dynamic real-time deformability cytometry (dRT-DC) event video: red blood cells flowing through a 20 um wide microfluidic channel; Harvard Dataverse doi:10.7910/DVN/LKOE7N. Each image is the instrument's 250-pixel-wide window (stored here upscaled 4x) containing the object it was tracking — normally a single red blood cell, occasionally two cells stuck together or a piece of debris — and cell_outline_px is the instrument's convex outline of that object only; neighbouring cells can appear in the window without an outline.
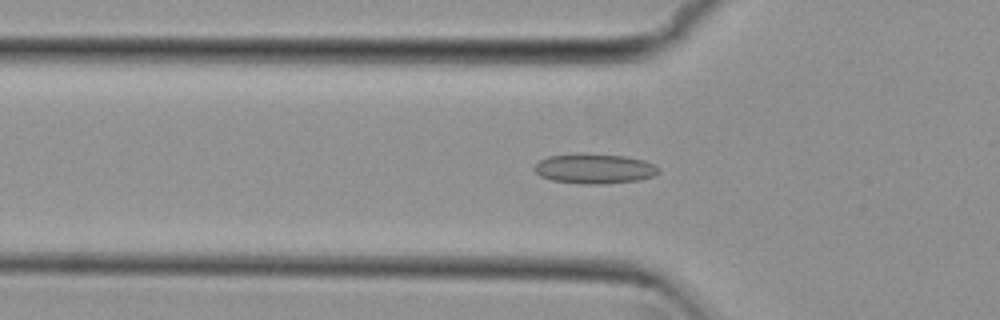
{"species": "common noctule bat (a hibernating species)", "species_latin": "Nyctalus noctula", "temperature_condition": "cold", "stored_images_in_passage": 43, "camera_frame_rate_fps": 3000, "um_per_image_px": 0.085, "animal": {"sex": "female", "body_mass_g": 29.2, "forearm_length_mm": 56.3}, "frame": {"image": 1, "passage_image": 12, "time_ms": 3.667, "image_size_px": [1000, 320], "cell_outline_px": [[660, 172], [652, 176], [640, 180], [600, 184], [584, 184], [552, 180], [540, 176], [532, 168], [540, 160], [548, 156], [624, 156], [644, 160], [660, 168]], "centroid_in_image_um": [50.55, 14.38], "position_along_channel_um": 75.2, "area_um2": 20.75}}
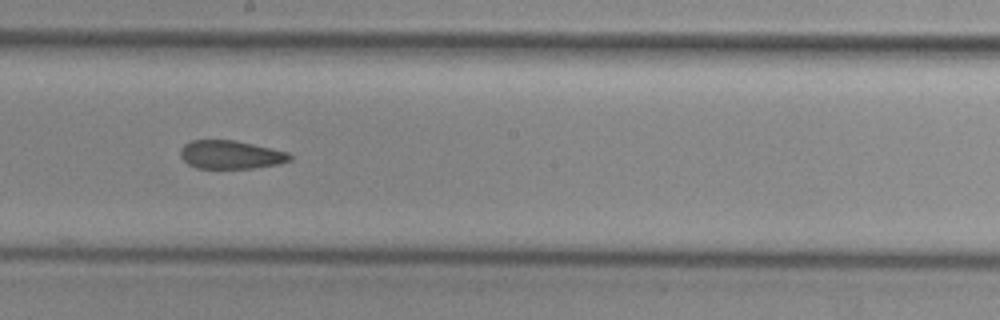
{"frame": {"image": 2, "passage_image": 24, "time_ms": 7.667, "image_size_px": [1000, 320], "cell_outline_px": [[292, 160], [280, 164], [252, 168], [196, 168], [188, 164], [180, 156], [180, 148], [184, 144], [192, 140], [232, 140], [252, 144], [288, 152], [292, 156]], "centroid_in_image_um": [19.6, 13.15], "position_along_channel_um": 228.6, "area_um2": 18.09}}
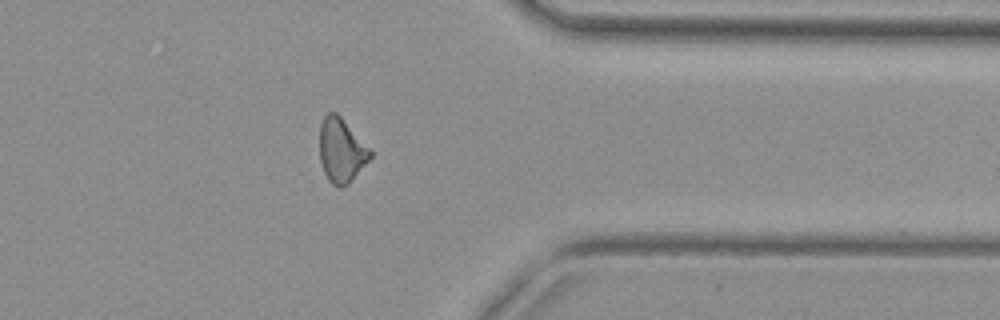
{"frame": {"image": 3, "passage_image": 37, "time_ms": 12.0, "image_size_px": [1000, 320], "cell_outline_px": [[372, 156], [352, 180], [348, 184], [340, 188], [336, 188], [328, 180], [324, 172], [320, 160], [320, 124], [324, 116], [328, 112], [336, 112], [340, 116], [372, 152]], "centroid_in_image_um": [28.99, 12.81], "position_along_channel_um": 382.4, "area_um2": 18.73}, "authors_computed_cell_mechanics": {"area_um2": 19.3052, "velocity_mm_per_s": 3.818, "shape_relaxation_time_tau1_ms": null, "shape_relaxation_time_tau2_ms": 3.0547, "deformation_change_tau1": null, "deformation_change_tau2": 0.1062}}